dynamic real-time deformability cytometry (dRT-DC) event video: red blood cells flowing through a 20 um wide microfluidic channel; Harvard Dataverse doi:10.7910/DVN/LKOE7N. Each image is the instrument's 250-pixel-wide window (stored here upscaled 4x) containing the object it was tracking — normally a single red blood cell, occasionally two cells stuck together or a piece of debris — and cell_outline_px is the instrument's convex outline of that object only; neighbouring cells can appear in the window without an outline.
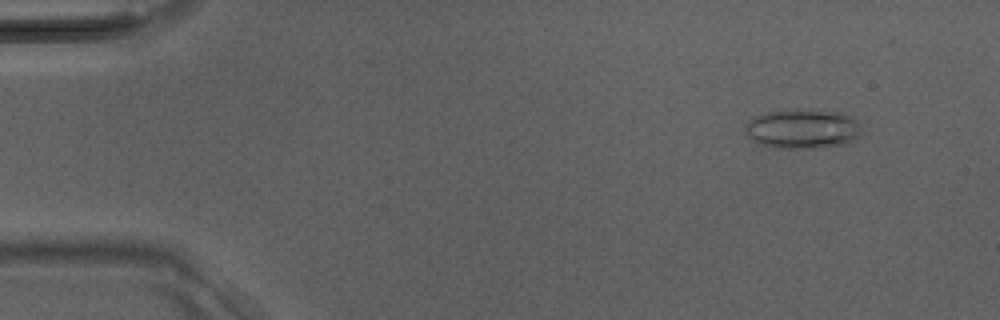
{"species": "Egyptian fruit bat (a non-hibernating species)", "species_latin": "Rousettus aegyptiacus", "temperature_condition": "room temperature", "stored_images_in_passage": 38, "camera_frame_rate_fps": 3000, "um_per_image_px": 0.085, "animal": {"sex": "male"}, "frame": {"image": 1, "passage_image": 2, "time_ms": 0.333, "image_size_px": [1000, 320], "cell_outline_px": [[860, 136], [844, 144], [796, 148], [772, 148], [756, 144], [748, 136], [744, 128], [748, 120], [752, 116], [768, 112], [796, 108], [816, 108], [844, 112], [856, 120], [860, 132]], "centroid_in_image_um": [68.16, 10.91], "position_along_channel_um": 16.8, "area_um2": 27.28}}
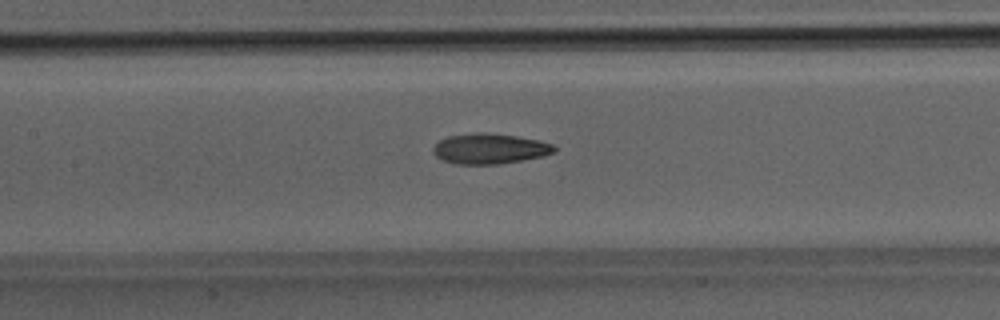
{"frame": {"image": 2, "passage_image": 17, "time_ms": 5.333, "image_size_px": [1000, 320], "cell_outline_px": [[556, 152], [544, 156], [524, 160], [500, 164], [456, 164], [444, 160], [436, 156], [432, 152], [432, 148], [440, 140], [448, 136], [476, 132], [488, 132], [516, 136], [540, 140], [552, 144], [556, 148]], "centroid_in_image_um": [41.65, 12.63], "position_along_channel_um": 165.8, "area_um2": 21.62}}
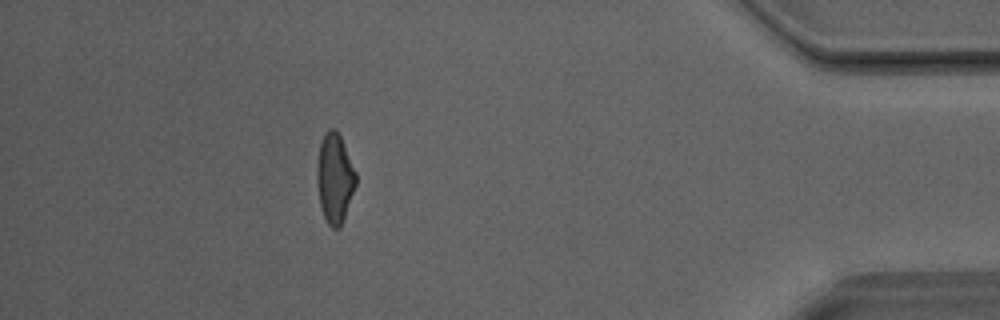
{"frame": {"image": 3, "passage_image": 34, "time_ms": 11.0, "image_size_px": [1000, 320], "cell_outline_px": [[356, 184], [344, 220], [340, 228], [332, 228], [328, 224], [320, 208], [316, 180], [316, 168], [320, 144], [324, 132], [328, 128], [336, 128], [340, 136], [356, 172]], "centroid_in_image_um": [28.43, 15.16], "position_along_channel_um": 406.8, "area_um2": 20.52}}